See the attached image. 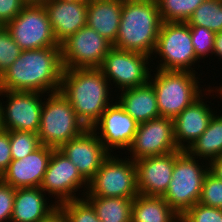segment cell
<instances>
[{
  "label": "cell",
  "mask_w": 222,
  "mask_h": 222,
  "mask_svg": "<svg viewBox=\"0 0 222 222\" xmlns=\"http://www.w3.org/2000/svg\"><path fill=\"white\" fill-rule=\"evenodd\" d=\"M22 50L60 46L55 40L47 11L42 3H26L5 26Z\"/></svg>",
  "instance_id": "9c48e42d"
},
{
  "label": "cell",
  "mask_w": 222,
  "mask_h": 222,
  "mask_svg": "<svg viewBox=\"0 0 222 222\" xmlns=\"http://www.w3.org/2000/svg\"><path fill=\"white\" fill-rule=\"evenodd\" d=\"M189 26H201L212 32L222 31V1L205 0L193 12L186 22Z\"/></svg>",
  "instance_id": "4316f807"
},
{
  "label": "cell",
  "mask_w": 222,
  "mask_h": 222,
  "mask_svg": "<svg viewBox=\"0 0 222 222\" xmlns=\"http://www.w3.org/2000/svg\"><path fill=\"white\" fill-rule=\"evenodd\" d=\"M154 53L162 59L158 70L195 72L198 59L186 22H163Z\"/></svg>",
  "instance_id": "ba28073f"
},
{
  "label": "cell",
  "mask_w": 222,
  "mask_h": 222,
  "mask_svg": "<svg viewBox=\"0 0 222 222\" xmlns=\"http://www.w3.org/2000/svg\"><path fill=\"white\" fill-rule=\"evenodd\" d=\"M24 0H0V26H6L23 9Z\"/></svg>",
  "instance_id": "d590c367"
},
{
  "label": "cell",
  "mask_w": 222,
  "mask_h": 222,
  "mask_svg": "<svg viewBox=\"0 0 222 222\" xmlns=\"http://www.w3.org/2000/svg\"><path fill=\"white\" fill-rule=\"evenodd\" d=\"M125 159L110 154L88 182V189L86 194H82L83 197L135 198L139 195L135 161Z\"/></svg>",
  "instance_id": "52a82bcc"
},
{
  "label": "cell",
  "mask_w": 222,
  "mask_h": 222,
  "mask_svg": "<svg viewBox=\"0 0 222 222\" xmlns=\"http://www.w3.org/2000/svg\"><path fill=\"white\" fill-rule=\"evenodd\" d=\"M208 163L222 155V115H213L203 134L186 150ZM210 160V161H209Z\"/></svg>",
  "instance_id": "d4e9b609"
},
{
  "label": "cell",
  "mask_w": 222,
  "mask_h": 222,
  "mask_svg": "<svg viewBox=\"0 0 222 222\" xmlns=\"http://www.w3.org/2000/svg\"><path fill=\"white\" fill-rule=\"evenodd\" d=\"M71 1H79V2H83L85 4H89L93 0H71Z\"/></svg>",
  "instance_id": "7bdbcfd3"
},
{
  "label": "cell",
  "mask_w": 222,
  "mask_h": 222,
  "mask_svg": "<svg viewBox=\"0 0 222 222\" xmlns=\"http://www.w3.org/2000/svg\"><path fill=\"white\" fill-rule=\"evenodd\" d=\"M88 189V182L81 176L77 167L58 149H54L40 188L49 195H56L57 205L79 199L78 189Z\"/></svg>",
  "instance_id": "5bb4252c"
},
{
  "label": "cell",
  "mask_w": 222,
  "mask_h": 222,
  "mask_svg": "<svg viewBox=\"0 0 222 222\" xmlns=\"http://www.w3.org/2000/svg\"><path fill=\"white\" fill-rule=\"evenodd\" d=\"M196 159L186 150L175 158L172 179L162 197L180 217L198 203L204 178L209 172V164L203 165Z\"/></svg>",
  "instance_id": "8992f818"
},
{
  "label": "cell",
  "mask_w": 222,
  "mask_h": 222,
  "mask_svg": "<svg viewBox=\"0 0 222 222\" xmlns=\"http://www.w3.org/2000/svg\"><path fill=\"white\" fill-rule=\"evenodd\" d=\"M154 78L150 73L160 116L175 118L186 107L202 96L195 72L158 70ZM201 89V90H200Z\"/></svg>",
  "instance_id": "277c9868"
},
{
  "label": "cell",
  "mask_w": 222,
  "mask_h": 222,
  "mask_svg": "<svg viewBox=\"0 0 222 222\" xmlns=\"http://www.w3.org/2000/svg\"><path fill=\"white\" fill-rule=\"evenodd\" d=\"M162 23L156 0L123 2L119 31L113 47L151 57Z\"/></svg>",
  "instance_id": "3957f363"
},
{
  "label": "cell",
  "mask_w": 222,
  "mask_h": 222,
  "mask_svg": "<svg viewBox=\"0 0 222 222\" xmlns=\"http://www.w3.org/2000/svg\"><path fill=\"white\" fill-rule=\"evenodd\" d=\"M11 157L20 160L36 150L42 144L37 133L26 131H9Z\"/></svg>",
  "instance_id": "f1b7e54d"
},
{
  "label": "cell",
  "mask_w": 222,
  "mask_h": 222,
  "mask_svg": "<svg viewBox=\"0 0 222 222\" xmlns=\"http://www.w3.org/2000/svg\"><path fill=\"white\" fill-rule=\"evenodd\" d=\"M100 68L64 69L60 92L74 108L77 117L91 128L110 106L111 90ZM109 97V98H108Z\"/></svg>",
  "instance_id": "7a4b0ae2"
},
{
  "label": "cell",
  "mask_w": 222,
  "mask_h": 222,
  "mask_svg": "<svg viewBox=\"0 0 222 222\" xmlns=\"http://www.w3.org/2000/svg\"><path fill=\"white\" fill-rule=\"evenodd\" d=\"M101 222H131L134 198L84 196Z\"/></svg>",
  "instance_id": "484cf974"
},
{
  "label": "cell",
  "mask_w": 222,
  "mask_h": 222,
  "mask_svg": "<svg viewBox=\"0 0 222 222\" xmlns=\"http://www.w3.org/2000/svg\"><path fill=\"white\" fill-rule=\"evenodd\" d=\"M63 71L60 46L23 50L0 76V90L55 93Z\"/></svg>",
  "instance_id": "6da1fadb"
},
{
  "label": "cell",
  "mask_w": 222,
  "mask_h": 222,
  "mask_svg": "<svg viewBox=\"0 0 222 222\" xmlns=\"http://www.w3.org/2000/svg\"><path fill=\"white\" fill-rule=\"evenodd\" d=\"M16 188L0 180V222L11 221Z\"/></svg>",
  "instance_id": "e575fe53"
},
{
  "label": "cell",
  "mask_w": 222,
  "mask_h": 222,
  "mask_svg": "<svg viewBox=\"0 0 222 222\" xmlns=\"http://www.w3.org/2000/svg\"><path fill=\"white\" fill-rule=\"evenodd\" d=\"M182 222H222V209L196 203L181 217Z\"/></svg>",
  "instance_id": "836d02e7"
},
{
  "label": "cell",
  "mask_w": 222,
  "mask_h": 222,
  "mask_svg": "<svg viewBox=\"0 0 222 222\" xmlns=\"http://www.w3.org/2000/svg\"><path fill=\"white\" fill-rule=\"evenodd\" d=\"M180 216L162 198L137 195L132 203L131 222H178Z\"/></svg>",
  "instance_id": "cb8c5ba5"
},
{
  "label": "cell",
  "mask_w": 222,
  "mask_h": 222,
  "mask_svg": "<svg viewBox=\"0 0 222 222\" xmlns=\"http://www.w3.org/2000/svg\"><path fill=\"white\" fill-rule=\"evenodd\" d=\"M203 97L200 96L173 118L174 138L180 150H187L203 134L216 114L205 104Z\"/></svg>",
  "instance_id": "ffe728a7"
},
{
  "label": "cell",
  "mask_w": 222,
  "mask_h": 222,
  "mask_svg": "<svg viewBox=\"0 0 222 222\" xmlns=\"http://www.w3.org/2000/svg\"><path fill=\"white\" fill-rule=\"evenodd\" d=\"M213 54L222 59V31L215 34Z\"/></svg>",
  "instance_id": "ab89813d"
},
{
  "label": "cell",
  "mask_w": 222,
  "mask_h": 222,
  "mask_svg": "<svg viewBox=\"0 0 222 222\" xmlns=\"http://www.w3.org/2000/svg\"><path fill=\"white\" fill-rule=\"evenodd\" d=\"M41 222H69L65 213L57 206L44 220Z\"/></svg>",
  "instance_id": "74e56055"
},
{
  "label": "cell",
  "mask_w": 222,
  "mask_h": 222,
  "mask_svg": "<svg viewBox=\"0 0 222 222\" xmlns=\"http://www.w3.org/2000/svg\"><path fill=\"white\" fill-rule=\"evenodd\" d=\"M151 57L133 51L121 50L112 47L104 58L100 69L109 84H116L119 90L141 86L149 81L148 68ZM150 70V71H149Z\"/></svg>",
  "instance_id": "8fae6325"
},
{
  "label": "cell",
  "mask_w": 222,
  "mask_h": 222,
  "mask_svg": "<svg viewBox=\"0 0 222 222\" xmlns=\"http://www.w3.org/2000/svg\"><path fill=\"white\" fill-rule=\"evenodd\" d=\"M112 47L94 29L82 27L60 44L63 69L100 68Z\"/></svg>",
  "instance_id": "30bf717a"
},
{
  "label": "cell",
  "mask_w": 222,
  "mask_h": 222,
  "mask_svg": "<svg viewBox=\"0 0 222 222\" xmlns=\"http://www.w3.org/2000/svg\"><path fill=\"white\" fill-rule=\"evenodd\" d=\"M42 94L34 91L0 90V96L7 98L6 105L1 102L2 128L7 131L37 133L43 106Z\"/></svg>",
  "instance_id": "7c38bea8"
},
{
  "label": "cell",
  "mask_w": 222,
  "mask_h": 222,
  "mask_svg": "<svg viewBox=\"0 0 222 222\" xmlns=\"http://www.w3.org/2000/svg\"><path fill=\"white\" fill-rule=\"evenodd\" d=\"M116 100L137 123L147 122L160 116L155 90L146 84L121 91Z\"/></svg>",
  "instance_id": "603a6c76"
},
{
  "label": "cell",
  "mask_w": 222,
  "mask_h": 222,
  "mask_svg": "<svg viewBox=\"0 0 222 222\" xmlns=\"http://www.w3.org/2000/svg\"><path fill=\"white\" fill-rule=\"evenodd\" d=\"M163 22H187L205 0H156Z\"/></svg>",
  "instance_id": "83f0119b"
},
{
  "label": "cell",
  "mask_w": 222,
  "mask_h": 222,
  "mask_svg": "<svg viewBox=\"0 0 222 222\" xmlns=\"http://www.w3.org/2000/svg\"><path fill=\"white\" fill-rule=\"evenodd\" d=\"M1 101V100H0ZM2 122H1V102H0V130H2Z\"/></svg>",
  "instance_id": "ee69618b"
},
{
  "label": "cell",
  "mask_w": 222,
  "mask_h": 222,
  "mask_svg": "<svg viewBox=\"0 0 222 222\" xmlns=\"http://www.w3.org/2000/svg\"><path fill=\"white\" fill-rule=\"evenodd\" d=\"M40 187L17 188L10 222H41L58 205L49 203Z\"/></svg>",
  "instance_id": "44dd1931"
},
{
  "label": "cell",
  "mask_w": 222,
  "mask_h": 222,
  "mask_svg": "<svg viewBox=\"0 0 222 222\" xmlns=\"http://www.w3.org/2000/svg\"><path fill=\"white\" fill-rule=\"evenodd\" d=\"M26 3H43L48 0H24Z\"/></svg>",
  "instance_id": "60d3db41"
},
{
  "label": "cell",
  "mask_w": 222,
  "mask_h": 222,
  "mask_svg": "<svg viewBox=\"0 0 222 222\" xmlns=\"http://www.w3.org/2000/svg\"><path fill=\"white\" fill-rule=\"evenodd\" d=\"M216 89H218V90H216ZM216 89H215V91H217L216 93L219 92L218 95H219L220 97H222V86H221V87L219 86V87L216 88Z\"/></svg>",
  "instance_id": "b9f144b4"
},
{
  "label": "cell",
  "mask_w": 222,
  "mask_h": 222,
  "mask_svg": "<svg viewBox=\"0 0 222 222\" xmlns=\"http://www.w3.org/2000/svg\"><path fill=\"white\" fill-rule=\"evenodd\" d=\"M58 207L65 213L69 222H101L93 206L83 196L63 202Z\"/></svg>",
  "instance_id": "f546056e"
},
{
  "label": "cell",
  "mask_w": 222,
  "mask_h": 222,
  "mask_svg": "<svg viewBox=\"0 0 222 222\" xmlns=\"http://www.w3.org/2000/svg\"><path fill=\"white\" fill-rule=\"evenodd\" d=\"M12 161L9 131L0 130V176Z\"/></svg>",
  "instance_id": "8d00e7d4"
},
{
  "label": "cell",
  "mask_w": 222,
  "mask_h": 222,
  "mask_svg": "<svg viewBox=\"0 0 222 222\" xmlns=\"http://www.w3.org/2000/svg\"><path fill=\"white\" fill-rule=\"evenodd\" d=\"M22 51L8 29L0 26V76L14 63Z\"/></svg>",
  "instance_id": "4dcf8cb0"
},
{
  "label": "cell",
  "mask_w": 222,
  "mask_h": 222,
  "mask_svg": "<svg viewBox=\"0 0 222 222\" xmlns=\"http://www.w3.org/2000/svg\"><path fill=\"white\" fill-rule=\"evenodd\" d=\"M199 203L222 209V180L210 171L204 178Z\"/></svg>",
  "instance_id": "d6a6232c"
},
{
  "label": "cell",
  "mask_w": 222,
  "mask_h": 222,
  "mask_svg": "<svg viewBox=\"0 0 222 222\" xmlns=\"http://www.w3.org/2000/svg\"><path fill=\"white\" fill-rule=\"evenodd\" d=\"M42 4L59 45L79 29L87 26V4L83 2L48 0Z\"/></svg>",
  "instance_id": "d6986e66"
},
{
  "label": "cell",
  "mask_w": 222,
  "mask_h": 222,
  "mask_svg": "<svg viewBox=\"0 0 222 222\" xmlns=\"http://www.w3.org/2000/svg\"><path fill=\"white\" fill-rule=\"evenodd\" d=\"M138 124L118 102H112L91 129L98 134L103 146L111 153L113 148H129ZM97 130H100V133Z\"/></svg>",
  "instance_id": "2e32d148"
},
{
  "label": "cell",
  "mask_w": 222,
  "mask_h": 222,
  "mask_svg": "<svg viewBox=\"0 0 222 222\" xmlns=\"http://www.w3.org/2000/svg\"><path fill=\"white\" fill-rule=\"evenodd\" d=\"M89 182L104 160L111 154L102 144L96 132L87 128L81 135L63 144L59 149Z\"/></svg>",
  "instance_id": "9a60e30c"
},
{
  "label": "cell",
  "mask_w": 222,
  "mask_h": 222,
  "mask_svg": "<svg viewBox=\"0 0 222 222\" xmlns=\"http://www.w3.org/2000/svg\"><path fill=\"white\" fill-rule=\"evenodd\" d=\"M45 100L37 132L42 145L59 149L87 129L60 91L50 93Z\"/></svg>",
  "instance_id": "5b68a950"
},
{
  "label": "cell",
  "mask_w": 222,
  "mask_h": 222,
  "mask_svg": "<svg viewBox=\"0 0 222 222\" xmlns=\"http://www.w3.org/2000/svg\"><path fill=\"white\" fill-rule=\"evenodd\" d=\"M127 150L134 161L180 150L174 138L173 118L159 116L139 123Z\"/></svg>",
  "instance_id": "4fadbf2b"
},
{
  "label": "cell",
  "mask_w": 222,
  "mask_h": 222,
  "mask_svg": "<svg viewBox=\"0 0 222 222\" xmlns=\"http://www.w3.org/2000/svg\"><path fill=\"white\" fill-rule=\"evenodd\" d=\"M183 150L135 161L137 188L141 195L163 197L172 179L175 158Z\"/></svg>",
  "instance_id": "e0dca14e"
},
{
  "label": "cell",
  "mask_w": 222,
  "mask_h": 222,
  "mask_svg": "<svg viewBox=\"0 0 222 222\" xmlns=\"http://www.w3.org/2000/svg\"><path fill=\"white\" fill-rule=\"evenodd\" d=\"M54 148L41 145L20 160L10 162L0 180L13 188L40 187Z\"/></svg>",
  "instance_id": "ac0fdd59"
},
{
  "label": "cell",
  "mask_w": 222,
  "mask_h": 222,
  "mask_svg": "<svg viewBox=\"0 0 222 222\" xmlns=\"http://www.w3.org/2000/svg\"><path fill=\"white\" fill-rule=\"evenodd\" d=\"M209 171L222 180V155L209 162Z\"/></svg>",
  "instance_id": "f35d334b"
},
{
  "label": "cell",
  "mask_w": 222,
  "mask_h": 222,
  "mask_svg": "<svg viewBox=\"0 0 222 222\" xmlns=\"http://www.w3.org/2000/svg\"><path fill=\"white\" fill-rule=\"evenodd\" d=\"M114 1L126 2V1H128V0H114Z\"/></svg>",
  "instance_id": "f6af8a7d"
},
{
  "label": "cell",
  "mask_w": 222,
  "mask_h": 222,
  "mask_svg": "<svg viewBox=\"0 0 222 222\" xmlns=\"http://www.w3.org/2000/svg\"><path fill=\"white\" fill-rule=\"evenodd\" d=\"M123 2L93 0L87 4V26L114 45L121 18Z\"/></svg>",
  "instance_id": "7402d4cb"
},
{
  "label": "cell",
  "mask_w": 222,
  "mask_h": 222,
  "mask_svg": "<svg viewBox=\"0 0 222 222\" xmlns=\"http://www.w3.org/2000/svg\"><path fill=\"white\" fill-rule=\"evenodd\" d=\"M189 27L196 58L200 61L213 54L215 33L201 26Z\"/></svg>",
  "instance_id": "1f68e13d"
}]
</instances>
